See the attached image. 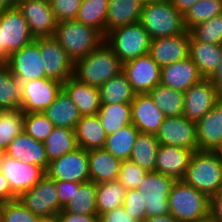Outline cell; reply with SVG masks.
Listing matches in <instances>:
<instances>
[{
  "label": "cell",
  "mask_w": 222,
  "mask_h": 222,
  "mask_svg": "<svg viewBox=\"0 0 222 222\" xmlns=\"http://www.w3.org/2000/svg\"><path fill=\"white\" fill-rule=\"evenodd\" d=\"M106 134L131 124V103L101 105L97 113Z\"/></svg>",
  "instance_id": "cell-38"
},
{
  "label": "cell",
  "mask_w": 222,
  "mask_h": 222,
  "mask_svg": "<svg viewBox=\"0 0 222 222\" xmlns=\"http://www.w3.org/2000/svg\"><path fill=\"white\" fill-rule=\"evenodd\" d=\"M6 64L20 83L46 78L40 48L35 41L12 53Z\"/></svg>",
  "instance_id": "cell-15"
},
{
  "label": "cell",
  "mask_w": 222,
  "mask_h": 222,
  "mask_svg": "<svg viewBox=\"0 0 222 222\" xmlns=\"http://www.w3.org/2000/svg\"><path fill=\"white\" fill-rule=\"evenodd\" d=\"M219 97L213 82L210 79H202L184 92L183 116L196 123L214 109Z\"/></svg>",
  "instance_id": "cell-18"
},
{
  "label": "cell",
  "mask_w": 222,
  "mask_h": 222,
  "mask_svg": "<svg viewBox=\"0 0 222 222\" xmlns=\"http://www.w3.org/2000/svg\"><path fill=\"white\" fill-rule=\"evenodd\" d=\"M105 36L118 28L140 21L143 5L138 0H109Z\"/></svg>",
  "instance_id": "cell-27"
},
{
  "label": "cell",
  "mask_w": 222,
  "mask_h": 222,
  "mask_svg": "<svg viewBox=\"0 0 222 222\" xmlns=\"http://www.w3.org/2000/svg\"><path fill=\"white\" fill-rule=\"evenodd\" d=\"M169 213L179 222H194L210 214V199L183 180H176L169 195Z\"/></svg>",
  "instance_id": "cell-5"
},
{
  "label": "cell",
  "mask_w": 222,
  "mask_h": 222,
  "mask_svg": "<svg viewBox=\"0 0 222 222\" xmlns=\"http://www.w3.org/2000/svg\"><path fill=\"white\" fill-rule=\"evenodd\" d=\"M53 129V123L43 113H24V131L35 140L44 142Z\"/></svg>",
  "instance_id": "cell-45"
},
{
  "label": "cell",
  "mask_w": 222,
  "mask_h": 222,
  "mask_svg": "<svg viewBox=\"0 0 222 222\" xmlns=\"http://www.w3.org/2000/svg\"><path fill=\"white\" fill-rule=\"evenodd\" d=\"M34 38L53 37L58 21L52 11L50 0H23L18 2Z\"/></svg>",
  "instance_id": "cell-16"
},
{
  "label": "cell",
  "mask_w": 222,
  "mask_h": 222,
  "mask_svg": "<svg viewBox=\"0 0 222 222\" xmlns=\"http://www.w3.org/2000/svg\"><path fill=\"white\" fill-rule=\"evenodd\" d=\"M43 143L48 162L78 148L75 130L69 128L54 127Z\"/></svg>",
  "instance_id": "cell-34"
},
{
  "label": "cell",
  "mask_w": 222,
  "mask_h": 222,
  "mask_svg": "<svg viewBox=\"0 0 222 222\" xmlns=\"http://www.w3.org/2000/svg\"><path fill=\"white\" fill-rule=\"evenodd\" d=\"M5 155L25 163L35 164L47 171L49 162L45 145L23 131L16 136L5 149Z\"/></svg>",
  "instance_id": "cell-21"
},
{
  "label": "cell",
  "mask_w": 222,
  "mask_h": 222,
  "mask_svg": "<svg viewBox=\"0 0 222 222\" xmlns=\"http://www.w3.org/2000/svg\"><path fill=\"white\" fill-rule=\"evenodd\" d=\"M172 5L184 15L199 0H170Z\"/></svg>",
  "instance_id": "cell-54"
},
{
  "label": "cell",
  "mask_w": 222,
  "mask_h": 222,
  "mask_svg": "<svg viewBox=\"0 0 222 222\" xmlns=\"http://www.w3.org/2000/svg\"><path fill=\"white\" fill-rule=\"evenodd\" d=\"M53 38L73 63L89 55L105 41L99 30L76 19L58 22Z\"/></svg>",
  "instance_id": "cell-1"
},
{
  "label": "cell",
  "mask_w": 222,
  "mask_h": 222,
  "mask_svg": "<svg viewBox=\"0 0 222 222\" xmlns=\"http://www.w3.org/2000/svg\"><path fill=\"white\" fill-rule=\"evenodd\" d=\"M0 171L17 197L33 188L46 175L42 167L15 160L7 155L0 160Z\"/></svg>",
  "instance_id": "cell-13"
},
{
  "label": "cell",
  "mask_w": 222,
  "mask_h": 222,
  "mask_svg": "<svg viewBox=\"0 0 222 222\" xmlns=\"http://www.w3.org/2000/svg\"><path fill=\"white\" fill-rule=\"evenodd\" d=\"M196 136L199 151H215L222 143L221 114L207 112L196 122Z\"/></svg>",
  "instance_id": "cell-29"
},
{
  "label": "cell",
  "mask_w": 222,
  "mask_h": 222,
  "mask_svg": "<svg viewBox=\"0 0 222 222\" xmlns=\"http://www.w3.org/2000/svg\"><path fill=\"white\" fill-rule=\"evenodd\" d=\"M215 152L217 153L219 159H220L221 162H222V143H221V145L215 150Z\"/></svg>",
  "instance_id": "cell-61"
},
{
  "label": "cell",
  "mask_w": 222,
  "mask_h": 222,
  "mask_svg": "<svg viewBox=\"0 0 222 222\" xmlns=\"http://www.w3.org/2000/svg\"><path fill=\"white\" fill-rule=\"evenodd\" d=\"M6 63V50L1 46V37H0V64Z\"/></svg>",
  "instance_id": "cell-59"
},
{
  "label": "cell",
  "mask_w": 222,
  "mask_h": 222,
  "mask_svg": "<svg viewBox=\"0 0 222 222\" xmlns=\"http://www.w3.org/2000/svg\"><path fill=\"white\" fill-rule=\"evenodd\" d=\"M61 90L62 83L52 78L21 82L20 109L23 113H43Z\"/></svg>",
  "instance_id": "cell-10"
},
{
  "label": "cell",
  "mask_w": 222,
  "mask_h": 222,
  "mask_svg": "<svg viewBox=\"0 0 222 222\" xmlns=\"http://www.w3.org/2000/svg\"><path fill=\"white\" fill-rule=\"evenodd\" d=\"M138 129L131 123L107 135L104 149L120 160H129Z\"/></svg>",
  "instance_id": "cell-36"
},
{
  "label": "cell",
  "mask_w": 222,
  "mask_h": 222,
  "mask_svg": "<svg viewBox=\"0 0 222 222\" xmlns=\"http://www.w3.org/2000/svg\"><path fill=\"white\" fill-rule=\"evenodd\" d=\"M41 217L32 213L17 198L0 203V222H44Z\"/></svg>",
  "instance_id": "cell-43"
},
{
  "label": "cell",
  "mask_w": 222,
  "mask_h": 222,
  "mask_svg": "<svg viewBox=\"0 0 222 222\" xmlns=\"http://www.w3.org/2000/svg\"><path fill=\"white\" fill-rule=\"evenodd\" d=\"M34 41L40 48L46 78L55 79L63 84L73 76L74 63L55 38L39 37Z\"/></svg>",
  "instance_id": "cell-14"
},
{
  "label": "cell",
  "mask_w": 222,
  "mask_h": 222,
  "mask_svg": "<svg viewBox=\"0 0 222 222\" xmlns=\"http://www.w3.org/2000/svg\"><path fill=\"white\" fill-rule=\"evenodd\" d=\"M204 79L190 57L161 68L160 84L185 92Z\"/></svg>",
  "instance_id": "cell-23"
},
{
  "label": "cell",
  "mask_w": 222,
  "mask_h": 222,
  "mask_svg": "<svg viewBox=\"0 0 222 222\" xmlns=\"http://www.w3.org/2000/svg\"><path fill=\"white\" fill-rule=\"evenodd\" d=\"M148 172L130 160H122L118 181L126 190L137 189Z\"/></svg>",
  "instance_id": "cell-46"
},
{
  "label": "cell",
  "mask_w": 222,
  "mask_h": 222,
  "mask_svg": "<svg viewBox=\"0 0 222 222\" xmlns=\"http://www.w3.org/2000/svg\"><path fill=\"white\" fill-rule=\"evenodd\" d=\"M18 199L32 213L45 221L55 220L56 215L63 209L59 203L55 181L47 174Z\"/></svg>",
  "instance_id": "cell-7"
},
{
  "label": "cell",
  "mask_w": 222,
  "mask_h": 222,
  "mask_svg": "<svg viewBox=\"0 0 222 222\" xmlns=\"http://www.w3.org/2000/svg\"><path fill=\"white\" fill-rule=\"evenodd\" d=\"M122 206L135 220L139 222L146 221L145 201L137 189L126 190L124 204Z\"/></svg>",
  "instance_id": "cell-47"
},
{
  "label": "cell",
  "mask_w": 222,
  "mask_h": 222,
  "mask_svg": "<svg viewBox=\"0 0 222 222\" xmlns=\"http://www.w3.org/2000/svg\"><path fill=\"white\" fill-rule=\"evenodd\" d=\"M189 57L203 78L210 79L216 72L222 57V45L208 44L190 36Z\"/></svg>",
  "instance_id": "cell-25"
},
{
  "label": "cell",
  "mask_w": 222,
  "mask_h": 222,
  "mask_svg": "<svg viewBox=\"0 0 222 222\" xmlns=\"http://www.w3.org/2000/svg\"><path fill=\"white\" fill-rule=\"evenodd\" d=\"M56 222H100L98 214L78 215L69 212H59L55 218Z\"/></svg>",
  "instance_id": "cell-51"
},
{
  "label": "cell",
  "mask_w": 222,
  "mask_h": 222,
  "mask_svg": "<svg viewBox=\"0 0 222 222\" xmlns=\"http://www.w3.org/2000/svg\"><path fill=\"white\" fill-rule=\"evenodd\" d=\"M99 89L101 105L131 103L136 94L123 71L113 76Z\"/></svg>",
  "instance_id": "cell-32"
},
{
  "label": "cell",
  "mask_w": 222,
  "mask_h": 222,
  "mask_svg": "<svg viewBox=\"0 0 222 222\" xmlns=\"http://www.w3.org/2000/svg\"><path fill=\"white\" fill-rule=\"evenodd\" d=\"M145 222H179L170 213L148 217Z\"/></svg>",
  "instance_id": "cell-56"
},
{
  "label": "cell",
  "mask_w": 222,
  "mask_h": 222,
  "mask_svg": "<svg viewBox=\"0 0 222 222\" xmlns=\"http://www.w3.org/2000/svg\"><path fill=\"white\" fill-rule=\"evenodd\" d=\"M139 23L151 39L175 36L186 31L183 15L170 0L143 5Z\"/></svg>",
  "instance_id": "cell-4"
},
{
  "label": "cell",
  "mask_w": 222,
  "mask_h": 222,
  "mask_svg": "<svg viewBox=\"0 0 222 222\" xmlns=\"http://www.w3.org/2000/svg\"><path fill=\"white\" fill-rule=\"evenodd\" d=\"M142 5H146V4H150L153 2H158V1H162V0H138Z\"/></svg>",
  "instance_id": "cell-62"
},
{
  "label": "cell",
  "mask_w": 222,
  "mask_h": 222,
  "mask_svg": "<svg viewBox=\"0 0 222 222\" xmlns=\"http://www.w3.org/2000/svg\"><path fill=\"white\" fill-rule=\"evenodd\" d=\"M5 155V149H3L1 146H0V160L4 157Z\"/></svg>",
  "instance_id": "cell-63"
},
{
  "label": "cell",
  "mask_w": 222,
  "mask_h": 222,
  "mask_svg": "<svg viewBox=\"0 0 222 222\" xmlns=\"http://www.w3.org/2000/svg\"><path fill=\"white\" fill-rule=\"evenodd\" d=\"M100 222H139L131 217L125 211L123 206H119L111 211H108L100 216Z\"/></svg>",
  "instance_id": "cell-50"
},
{
  "label": "cell",
  "mask_w": 222,
  "mask_h": 222,
  "mask_svg": "<svg viewBox=\"0 0 222 222\" xmlns=\"http://www.w3.org/2000/svg\"><path fill=\"white\" fill-rule=\"evenodd\" d=\"M136 94H145L161 82V67L149 54L123 63L122 70Z\"/></svg>",
  "instance_id": "cell-17"
},
{
  "label": "cell",
  "mask_w": 222,
  "mask_h": 222,
  "mask_svg": "<svg viewBox=\"0 0 222 222\" xmlns=\"http://www.w3.org/2000/svg\"><path fill=\"white\" fill-rule=\"evenodd\" d=\"M214 110L218 113L221 114V122H222V96H220L214 106Z\"/></svg>",
  "instance_id": "cell-58"
},
{
  "label": "cell",
  "mask_w": 222,
  "mask_h": 222,
  "mask_svg": "<svg viewBox=\"0 0 222 222\" xmlns=\"http://www.w3.org/2000/svg\"><path fill=\"white\" fill-rule=\"evenodd\" d=\"M164 118L148 93L135 94L131 102V122L139 132L155 135Z\"/></svg>",
  "instance_id": "cell-20"
},
{
  "label": "cell",
  "mask_w": 222,
  "mask_h": 222,
  "mask_svg": "<svg viewBox=\"0 0 222 222\" xmlns=\"http://www.w3.org/2000/svg\"><path fill=\"white\" fill-rule=\"evenodd\" d=\"M211 199L222 189V162L215 151H194L182 179Z\"/></svg>",
  "instance_id": "cell-3"
},
{
  "label": "cell",
  "mask_w": 222,
  "mask_h": 222,
  "mask_svg": "<svg viewBox=\"0 0 222 222\" xmlns=\"http://www.w3.org/2000/svg\"><path fill=\"white\" fill-rule=\"evenodd\" d=\"M189 32L203 43L222 45V14L195 25Z\"/></svg>",
  "instance_id": "cell-44"
},
{
  "label": "cell",
  "mask_w": 222,
  "mask_h": 222,
  "mask_svg": "<svg viewBox=\"0 0 222 222\" xmlns=\"http://www.w3.org/2000/svg\"><path fill=\"white\" fill-rule=\"evenodd\" d=\"M62 89L77 106L81 116L96 115L101 107L100 89L78 81L73 76L62 84Z\"/></svg>",
  "instance_id": "cell-24"
},
{
  "label": "cell",
  "mask_w": 222,
  "mask_h": 222,
  "mask_svg": "<svg viewBox=\"0 0 222 222\" xmlns=\"http://www.w3.org/2000/svg\"><path fill=\"white\" fill-rule=\"evenodd\" d=\"M0 37L1 46L6 50V63L12 53L35 40L18 7L0 11Z\"/></svg>",
  "instance_id": "cell-9"
},
{
  "label": "cell",
  "mask_w": 222,
  "mask_h": 222,
  "mask_svg": "<svg viewBox=\"0 0 222 222\" xmlns=\"http://www.w3.org/2000/svg\"><path fill=\"white\" fill-rule=\"evenodd\" d=\"M21 83L8 65L0 64V110H17L21 104Z\"/></svg>",
  "instance_id": "cell-37"
},
{
  "label": "cell",
  "mask_w": 222,
  "mask_h": 222,
  "mask_svg": "<svg viewBox=\"0 0 222 222\" xmlns=\"http://www.w3.org/2000/svg\"><path fill=\"white\" fill-rule=\"evenodd\" d=\"M222 14V0H199L183 15L184 26L190 30L195 25Z\"/></svg>",
  "instance_id": "cell-41"
},
{
  "label": "cell",
  "mask_w": 222,
  "mask_h": 222,
  "mask_svg": "<svg viewBox=\"0 0 222 222\" xmlns=\"http://www.w3.org/2000/svg\"><path fill=\"white\" fill-rule=\"evenodd\" d=\"M175 179L162 173L148 172L137 187L144 198L147 218L169 214V195Z\"/></svg>",
  "instance_id": "cell-8"
},
{
  "label": "cell",
  "mask_w": 222,
  "mask_h": 222,
  "mask_svg": "<svg viewBox=\"0 0 222 222\" xmlns=\"http://www.w3.org/2000/svg\"><path fill=\"white\" fill-rule=\"evenodd\" d=\"M90 181L100 184L117 180L122 160L104 148L88 151Z\"/></svg>",
  "instance_id": "cell-26"
},
{
  "label": "cell",
  "mask_w": 222,
  "mask_h": 222,
  "mask_svg": "<svg viewBox=\"0 0 222 222\" xmlns=\"http://www.w3.org/2000/svg\"><path fill=\"white\" fill-rule=\"evenodd\" d=\"M122 63L149 54L151 37L138 22L115 29L104 41Z\"/></svg>",
  "instance_id": "cell-6"
},
{
  "label": "cell",
  "mask_w": 222,
  "mask_h": 222,
  "mask_svg": "<svg viewBox=\"0 0 222 222\" xmlns=\"http://www.w3.org/2000/svg\"><path fill=\"white\" fill-rule=\"evenodd\" d=\"M148 94L165 117L183 115L184 92L159 84Z\"/></svg>",
  "instance_id": "cell-35"
},
{
  "label": "cell",
  "mask_w": 222,
  "mask_h": 222,
  "mask_svg": "<svg viewBox=\"0 0 222 222\" xmlns=\"http://www.w3.org/2000/svg\"><path fill=\"white\" fill-rule=\"evenodd\" d=\"M194 222H217V221H215L213 217L209 214L207 217L200 220H196Z\"/></svg>",
  "instance_id": "cell-60"
},
{
  "label": "cell",
  "mask_w": 222,
  "mask_h": 222,
  "mask_svg": "<svg viewBox=\"0 0 222 222\" xmlns=\"http://www.w3.org/2000/svg\"><path fill=\"white\" fill-rule=\"evenodd\" d=\"M23 131L24 113L21 109L0 111V146L3 149Z\"/></svg>",
  "instance_id": "cell-42"
},
{
  "label": "cell",
  "mask_w": 222,
  "mask_h": 222,
  "mask_svg": "<svg viewBox=\"0 0 222 222\" xmlns=\"http://www.w3.org/2000/svg\"><path fill=\"white\" fill-rule=\"evenodd\" d=\"M18 197L11 191L8 180L0 171V203L15 200Z\"/></svg>",
  "instance_id": "cell-53"
},
{
  "label": "cell",
  "mask_w": 222,
  "mask_h": 222,
  "mask_svg": "<svg viewBox=\"0 0 222 222\" xmlns=\"http://www.w3.org/2000/svg\"><path fill=\"white\" fill-rule=\"evenodd\" d=\"M193 152L186 148L160 144L156 154L155 171L175 180H182Z\"/></svg>",
  "instance_id": "cell-22"
},
{
  "label": "cell",
  "mask_w": 222,
  "mask_h": 222,
  "mask_svg": "<svg viewBox=\"0 0 222 222\" xmlns=\"http://www.w3.org/2000/svg\"><path fill=\"white\" fill-rule=\"evenodd\" d=\"M210 80L213 82L218 94L222 96V57L216 72L213 74Z\"/></svg>",
  "instance_id": "cell-55"
},
{
  "label": "cell",
  "mask_w": 222,
  "mask_h": 222,
  "mask_svg": "<svg viewBox=\"0 0 222 222\" xmlns=\"http://www.w3.org/2000/svg\"><path fill=\"white\" fill-rule=\"evenodd\" d=\"M57 196L62 208L67 205L74 194V182L54 180Z\"/></svg>",
  "instance_id": "cell-49"
},
{
  "label": "cell",
  "mask_w": 222,
  "mask_h": 222,
  "mask_svg": "<svg viewBox=\"0 0 222 222\" xmlns=\"http://www.w3.org/2000/svg\"><path fill=\"white\" fill-rule=\"evenodd\" d=\"M17 0H0V11L17 7Z\"/></svg>",
  "instance_id": "cell-57"
},
{
  "label": "cell",
  "mask_w": 222,
  "mask_h": 222,
  "mask_svg": "<svg viewBox=\"0 0 222 222\" xmlns=\"http://www.w3.org/2000/svg\"><path fill=\"white\" fill-rule=\"evenodd\" d=\"M109 0H82L76 20L99 30L105 37Z\"/></svg>",
  "instance_id": "cell-40"
},
{
  "label": "cell",
  "mask_w": 222,
  "mask_h": 222,
  "mask_svg": "<svg viewBox=\"0 0 222 222\" xmlns=\"http://www.w3.org/2000/svg\"><path fill=\"white\" fill-rule=\"evenodd\" d=\"M160 144L154 134L139 132L133 145L130 161L147 172L155 171L156 154Z\"/></svg>",
  "instance_id": "cell-33"
},
{
  "label": "cell",
  "mask_w": 222,
  "mask_h": 222,
  "mask_svg": "<svg viewBox=\"0 0 222 222\" xmlns=\"http://www.w3.org/2000/svg\"><path fill=\"white\" fill-rule=\"evenodd\" d=\"M46 174L53 180L59 181L76 183L90 181L88 151L78 147L49 162Z\"/></svg>",
  "instance_id": "cell-11"
},
{
  "label": "cell",
  "mask_w": 222,
  "mask_h": 222,
  "mask_svg": "<svg viewBox=\"0 0 222 222\" xmlns=\"http://www.w3.org/2000/svg\"><path fill=\"white\" fill-rule=\"evenodd\" d=\"M82 0H50V5L58 22L75 20Z\"/></svg>",
  "instance_id": "cell-48"
},
{
  "label": "cell",
  "mask_w": 222,
  "mask_h": 222,
  "mask_svg": "<svg viewBox=\"0 0 222 222\" xmlns=\"http://www.w3.org/2000/svg\"><path fill=\"white\" fill-rule=\"evenodd\" d=\"M43 114L53 123L54 127L69 128L74 130L81 115L77 106L62 89L55 101L48 106Z\"/></svg>",
  "instance_id": "cell-28"
},
{
  "label": "cell",
  "mask_w": 222,
  "mask_h": 222,
  "mask_svg": "<svg viewBox=\"0 0 222 222\" xmlns=\"http://www.w3.org/2000/svg\"><path fill=\"white\" fill-rule=\"evenodd\" d=\"M190 32L151 39L149 55L161 67H165L177 61L189 57Z\"/></svg>",
  "instance_id": "cell-19"
},
{
  "label": "cell",
  "mask_w": 222,
  "mask_h": 222,
  "mask_svg": "<svg viewBox=\"0 0 222 222\" xmlns=\"http://www.w3.org/2000/svg\"><path fill=\"white\" fill-rule=\"evenodd\" d=\"M74 130L78 147L86 151L104 148L107 134L97 114L81 116Z\"/></svg>",
  "instance_id": "cell-30"
},
{
  "label": "cell",
  "mask_w": 222,
  "mask_h": 222,
  "mask_svg": "<svg viewBox=\"0 0 222 222\" xmlns=\"http://www.w3.org/2000/svg\"><path fill=\"white\" fill-rule=\"evenodd\" d=\"M123 70V63L103 42L86 57L74 63L73 77L78 81L100 87Z\"/></svg>",
  "instance_id": "cell-2"
},
{
  "label": "cell",
  "mask_w": 222,
  "mask_h": 222,
  "mask_svg": "<svg viewBox=\"0 0 222 222\" xmlns=\"http://www.w3.org/2000/svg\"><path fill=\"white\" fill-rule=\"evenodd\" d=\"M210 215L217 222H222V189L210 199Z\"/></svg>",
  "instance_id": "cell-52"
},
{
  "label": "cell",
  "mask_w": 222,
  "mask_h": 222,
  "mask_svg": "<svg viewBox=\"0 0 222 222\" xmlns=\"http://www.w3.org/2000/svg\"><path fill=\"white\" fill-rule=\"evenodd\" d=\"M155 136L161 145L198 150L196 123L183 115L165 117Z\"/></svg>",
  "instance_id": "cell-12"
},
{
  "label": "cell",
  "mask_w": 222,
  "mask_h": 222,
  "mask_svg": "<svg viewBox=\"0 0 222 222\" xmlns=\"http://www.w3.org/2000/svg\"><path fill=\"white\" fill-rule=\"evenodd\" d=\"M96 193L97 184L95 182H74V194L70 202L60 212H69L78 215L97 214Z\"/></svg>",
  "instance_id": "cell-31"
},
{
  "label": "cell",
  "mask_w": 222,
  "mask_h": 222,
  "mask_svg": "<svg viewBox=\"0 0 222 222\" xmlns=\"http://www.w3.org/2000/svg\"><path fill=\"white\" fill-rule=\"evenodd\" d=\"M126 188L113 180L97 184V214L100 216L124 204Z\"/></svg>",
  "instance_id": "cell-39"
}]
</instances>
